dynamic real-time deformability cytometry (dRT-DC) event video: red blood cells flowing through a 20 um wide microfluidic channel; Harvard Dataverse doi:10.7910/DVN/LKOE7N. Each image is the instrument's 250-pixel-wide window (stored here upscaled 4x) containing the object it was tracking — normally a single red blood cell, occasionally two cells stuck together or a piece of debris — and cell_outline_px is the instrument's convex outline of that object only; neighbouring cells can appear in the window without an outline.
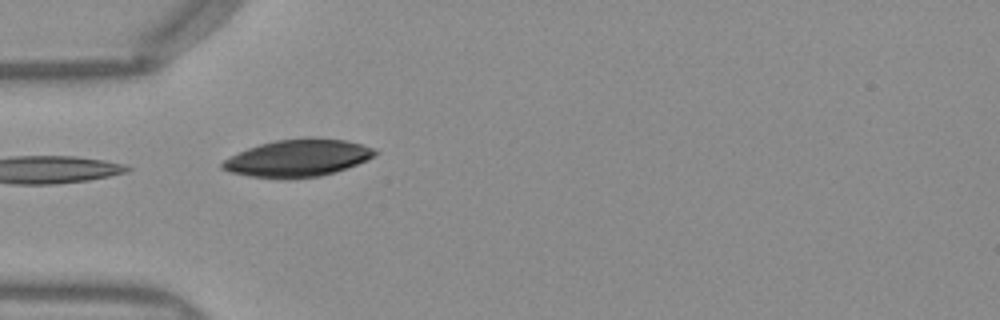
{"species": "Egyptian fruit bat (a non-hibernating species)", "species_latin": "Rousettus aegyptiacus", "temperature_condition": "warm", "stored_images_in_passage": 23, "camera_frame_rate_fps": 3000, "um_per_image_px": 0.085, "frame": {"image": 1, "passage_image": 1, "time_ms": 0.0, "image_size_px": [1000, 320], "cell_outline_px": [[380, 152], [356, 164], [320, 176], [248, 176], [232, 172], [220, 168], [220, 164], [224, 160], [248, 148], [260, 144], [276, 140], [304, 136], [312, 136], [344, 140], [376, 148]], "centroid_in_image_um": [25.33, 13.37], "position_along_channel_um": 59.7, "area_um2": 32.25}}